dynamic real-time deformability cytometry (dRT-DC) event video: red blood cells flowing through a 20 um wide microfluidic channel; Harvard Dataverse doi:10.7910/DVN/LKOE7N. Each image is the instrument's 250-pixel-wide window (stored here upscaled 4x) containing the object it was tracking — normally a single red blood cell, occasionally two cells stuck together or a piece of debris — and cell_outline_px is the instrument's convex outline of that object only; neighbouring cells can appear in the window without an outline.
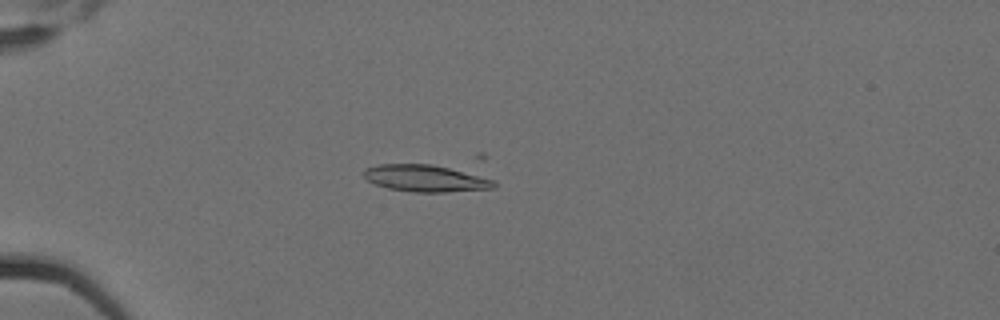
{"species": "Egyptian fruit bat (a non-hibernating species)", "species_latin": "Rousettus aegyptiacus", "temperature_condition": "cold", "stored_images_in_passage": 16, "camera_frame_rate_fps": 3000, "um_per_image_px": 0.085, "animal": {"sex": "female"}, "frame": {"image": 1, "passage_image": 5, "time_ms": 1.333, "image_size_px": [1000, 320], "cell_outline_px": [[496, 188], [444, 192], [412, 192], [388, 188], [376, 184], [368, 180], [364, 176], [364, 168], [380, 164], [432, 164], [472, 172], [496, 180]], "centroid_in_image_um": [36.24, 15.15], "position_along_channel_um": 48.8, "area_um2": 20.63}}
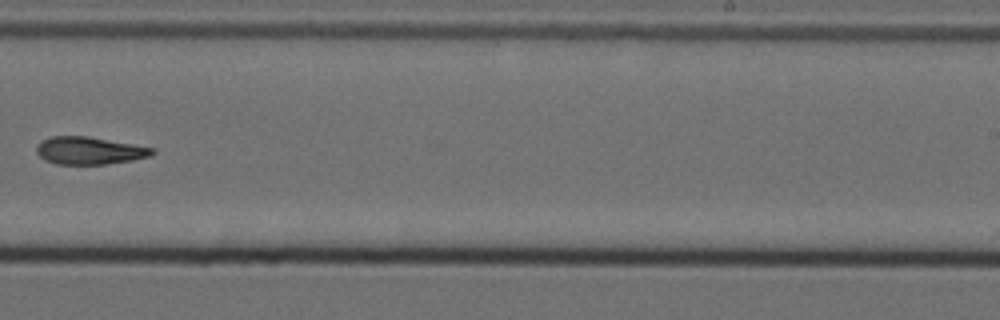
{"frame": {"image": 2, "passage_image": 11, "time_ms": 3.333, "image_size_px": [1000, 320], "cell_outline_px": [[156, 152], [152, 156], [132, 160], [104, 164], [56, 164], [44, 160], [36, 152], [36, 148], [44, 140], [52, 136], [88, 136], [156, 148]], "centroid_in_image_um": [7.65, 12.8], "position_along_channel_um": 281.4, "area_um2": 18.55}}
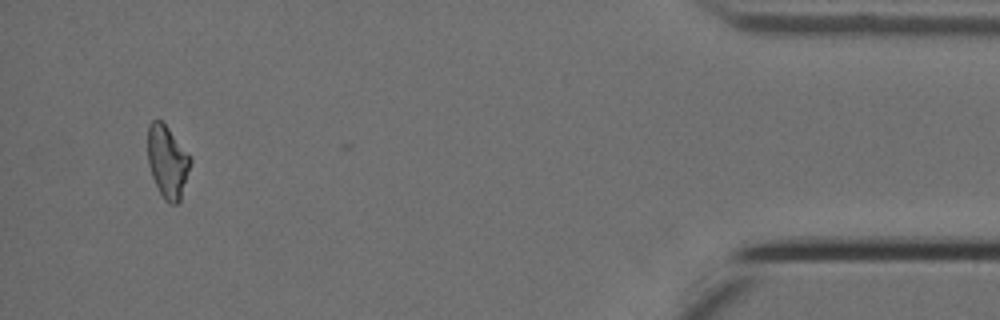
{"frame": {"image": 3, "passage_image": 15, "time_ms": 4.667, "image_size_px": [1000, 320], "cell_outline_px": [[192, 160], [180, 200], [176, 204], [168, 204], [164, 200], [152, 176], [148, 164], [148, 124], [152, 120], [160, 120], [168, 128], [192, 156]], "centroid_in_image_um": [14.24, 13.74], "position_along_channel_um": 421.0, "area_um2": 18.03}}